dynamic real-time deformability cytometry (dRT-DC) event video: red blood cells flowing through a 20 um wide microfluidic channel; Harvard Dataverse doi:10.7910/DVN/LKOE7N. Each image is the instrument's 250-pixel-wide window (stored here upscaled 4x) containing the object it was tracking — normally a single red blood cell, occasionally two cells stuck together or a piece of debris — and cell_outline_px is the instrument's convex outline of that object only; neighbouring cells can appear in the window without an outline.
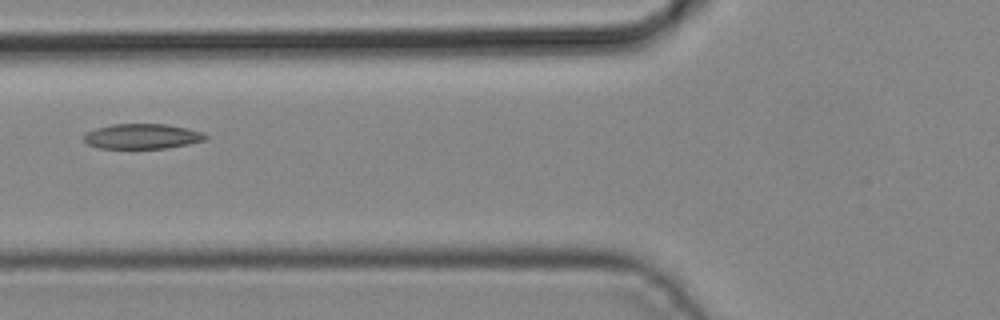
{"species": "common noctule bat (a hibernating species)", "species_latin": "Nyctalus noctula", "temperature_condition": "cold", "stored_images_in_passage": 7, "camera_frame_rate_fps": 3000, "um_per_image_px": 0.085, "animal": {"sex": "male", "body_mass_g": 19.2, "forearm_length_mm": 51.8}, "frame": {"image": 1, "passage_image": 6, "time_ms": 1.667, "image_size_px": [1000, 320], "cell_outline_px": [[208, 140], [168, 148], [100, 148], [88, 144], [84, 140], [84, 136], [88, 132], [96, 128], [112, 124], [168, 124], [188, 128], [204, 132], [208, 136]], "centroid_in_image_um": [12.16, 11.58], "position_along_channel_um": 113.6, "area_um2": 17.86}}